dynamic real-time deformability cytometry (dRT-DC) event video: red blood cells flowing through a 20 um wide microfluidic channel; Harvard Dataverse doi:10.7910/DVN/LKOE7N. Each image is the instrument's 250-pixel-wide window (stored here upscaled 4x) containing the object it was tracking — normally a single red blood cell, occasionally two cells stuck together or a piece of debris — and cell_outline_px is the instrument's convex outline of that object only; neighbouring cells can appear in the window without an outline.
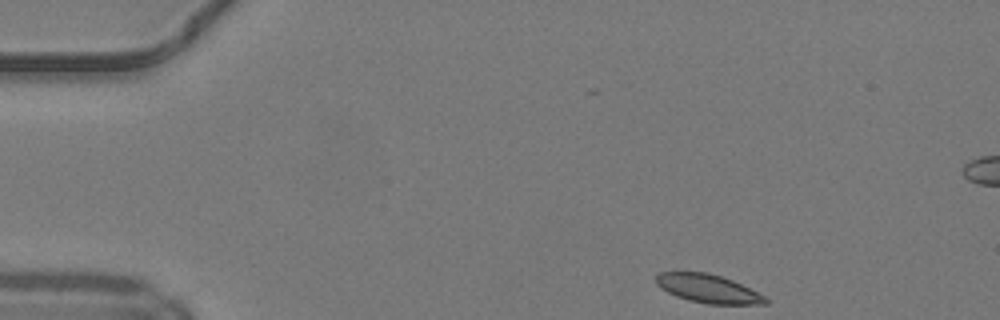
{"species": "common noctule bat (a hibernating species)", "species_latin": "Nyctalus noctula", "temperature_condition": "warm", "stored_images_in_passage": 44, "camera_frame_rate_fps": 3000, "um_per_image_px": 0.085, "animal": {"sex": "male", "body_mass_g": 19.2, "forearm_length_mm": 51.8}, "frame": {"image": 1, "passage_image": 1, "time_ms": 0.0, "image_size_px": [1000, 320], "cell_outline_px": [[768, 304], [708, 304], [688, 300], [676, 296], [660, 288], [656, 284], [656, 276], [660, 272], [708, 272], [732, 280], [764, 296], [768, 300]], "centroid_in_image_um": [60.15, 24.53], "position_along_channel_um": 24.8, "area_um2": 17.98}}
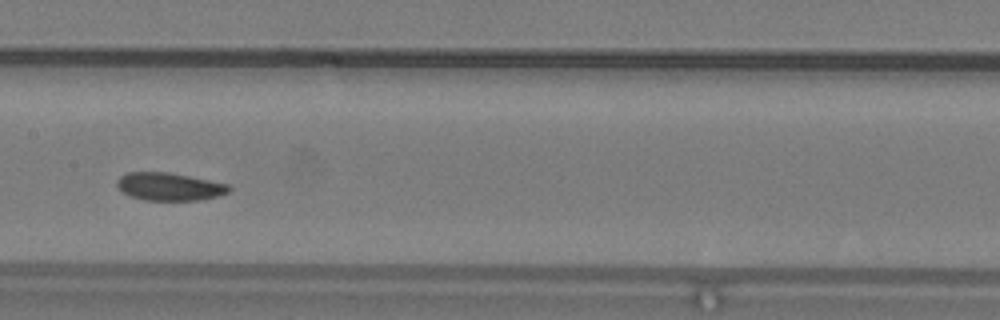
{"frame": {"image": 2, "passage_image": 19, "time_ms": 6.0, "image_size_px": [1000, 320], "cell_outline_px": [[232, 188], [228, 192], [220, 196], [200, 200], [144, 200], [132, 196], [124, 192], [116, 184], [116, 180], [120, 176], [128, 172], [168, 172], [228, 184]], "centroid_in_image_um": [14.41, 15.86], "position_along_channel_um": 193.0, "area_um2": 18.03}}
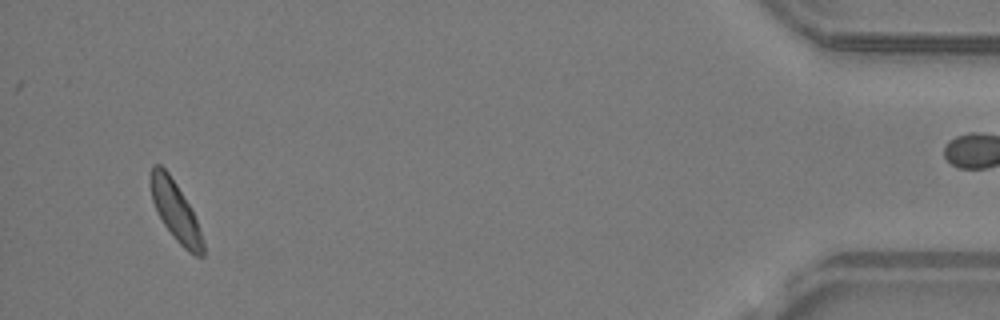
{"frame": {"image": 3, "passage_image": 41, "time_ms": 13.333, "image_size_px": [1000, 320], "cell_outline_px": [[204, 256], [196, 256], [188, 252], [176, 240], [164, 224], [152, 200], [152, 164], [160, 164], [168, 172], [176, 184], [188, 204], [196, 220], [204, 244]], "centroid_in_image_um": [14.94, 17.98], "position_along_channel_um": 420.3, "area_um2": 17.34}, "authors_computed_cell_mechanics": {"area_um2": 18.5538, "velocity_mm_per_s": 4.1515, "shape_relaxation_time_tau1_ms": 3.3342, "shape_relaxation_time_tau2_ms": null, "deformation_change_tau1": 0.0878, "deformation_change_tau2": null}}